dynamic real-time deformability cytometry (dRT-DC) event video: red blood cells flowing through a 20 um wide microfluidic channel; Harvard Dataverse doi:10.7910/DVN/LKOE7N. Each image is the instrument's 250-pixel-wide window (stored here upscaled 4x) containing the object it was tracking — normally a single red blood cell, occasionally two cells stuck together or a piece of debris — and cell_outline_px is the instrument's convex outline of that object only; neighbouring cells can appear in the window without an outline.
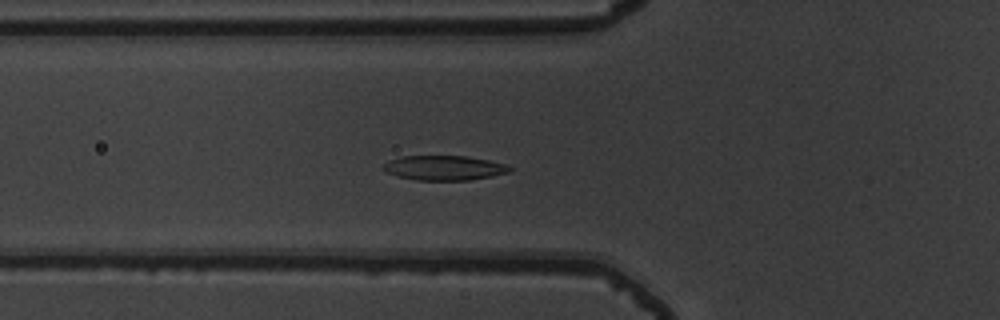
{"species": "common noctule bat (a hibernating species)", "species_latin": "Nyctalus noctula", "temperature_condition": "warm", "stored_images_in_passage": 49, "segment_of_instrument_passage": [1, 2], "camera_frame_rate_fps": 3000, "um_per_image_px": 0.085, "animal": {"sex": "male", "body_mass_g": 19.5, "forearm_length_mm": 54.6}, "frame": {"image": 1, "passage_image": 13, "time_ms": 4.0, "image_size_px": [1000, 320], "cell_outline_px": [[512, 172], [492, 176], [468, 180], [416, 180], [396, 176], [380, 168], [388, 160], [400, 156], [468, 156], [508, 164], [512, 168]], "centroid_in_image_um": [37.76, 14.26], "position_along_channel_um": 88.0, "area_um2": 18.38}}
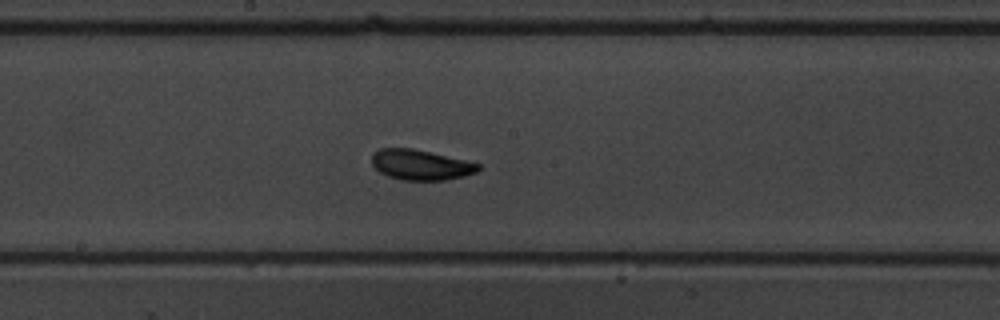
{"frame": {"image": 2, "passage_image": 23, "time_ms": 7.333, "image_size_px": [1000, 320], "cell_outline_px": [[480, 168], [476, 172], [464, 176], [444, 180], [400, 180], [388, 176], [380, 172], [372, 164], [372, 152], [380, 148], [412, 148], [464, 160], [480, 164]], "centroid_in_image_um": [35.72, 14.01], "position_along_channel_um": 212.5, "area_um2": 18.67}}
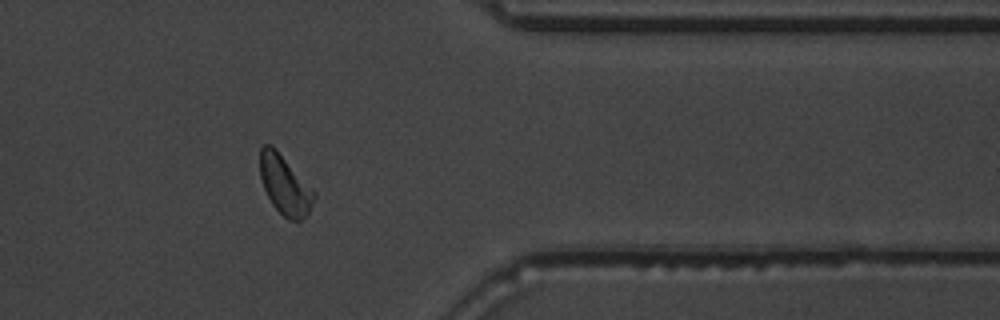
{"frame": {"image": 3, "passage_image": 38, "time_ms": 12.333, "image_size_px": [1000, 320], "cell_outline_px": [[316, 196], [308, 212], [300, 220], [288, 220], [272, 204], [264, 188], [260, 176], [260, 148], [264, 144], [272, 144], [276, 148], [316, 192]], "centroid_in_image_um": [24.2, 15.69], "position_along_channel_um": 387.2, "area_um2": 18.55}}